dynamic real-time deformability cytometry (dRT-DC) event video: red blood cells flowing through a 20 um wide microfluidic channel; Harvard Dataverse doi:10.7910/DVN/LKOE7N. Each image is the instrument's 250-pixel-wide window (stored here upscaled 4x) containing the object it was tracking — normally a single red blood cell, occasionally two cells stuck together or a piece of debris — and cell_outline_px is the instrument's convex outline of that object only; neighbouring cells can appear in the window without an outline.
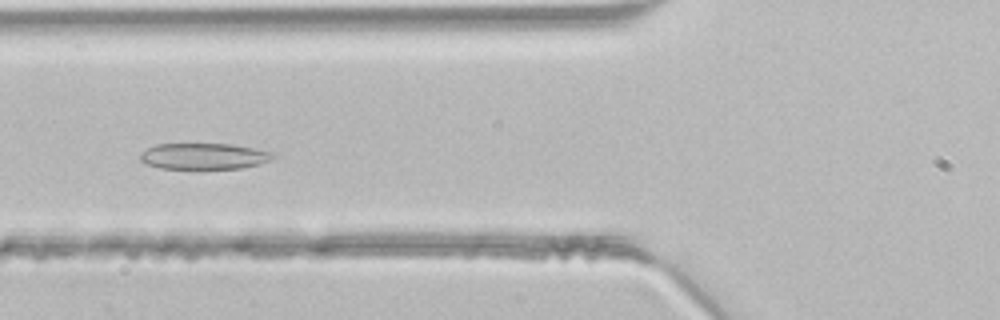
{"species": "common noctule bat (a hibernating species)", "species_latin": "Nyctalus noctula", "temperature_condition": "room temperature", "stored_images_in_passage": 38, "segment_of_instrument_passage": [1, 2], "camera_frame_rate_fps": 3000, "um_per_image_px": 0.085, "animal": {"sex": "male", "body_mass_g": 21.5, "forearm_length_mm": 52.0}, "frame": {"image": 1, "passage_image": 9, "time_ms": 2.667, "image_size_px": [1000, 320], "cell_outline_px": [[272, 156], [268, 160], [260, 164], [240, 168], [160, 168], [144, 164], [140, 160], [140, 152], [156, 144], [232, 144], [252, 148], [268, 152]], "centroid_in_image_um": [17.22, 13.27], "position_along_channel_um": 108.6, "area_um2": 19.83}}
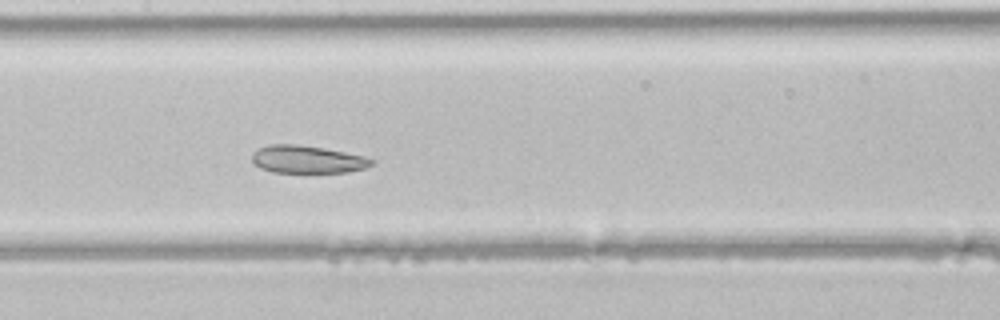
{"frame": {"image": 2, "passage_image": 14, "time_ms": 4.333, "image_size_px": [1000, 320], "cell_outline_px": [[376, 160], [372, 164], [364, 168], [348, 172], [272, 172], [260, 168], [252, 160], [252, 152], [256, 148], [268, 144], [296, 144], [324, 148], [364, 156]], "centroid_in_image_um": [26.09, 13.54], "position_along_channel_um": 181.3, "area_um2": 19.31}}
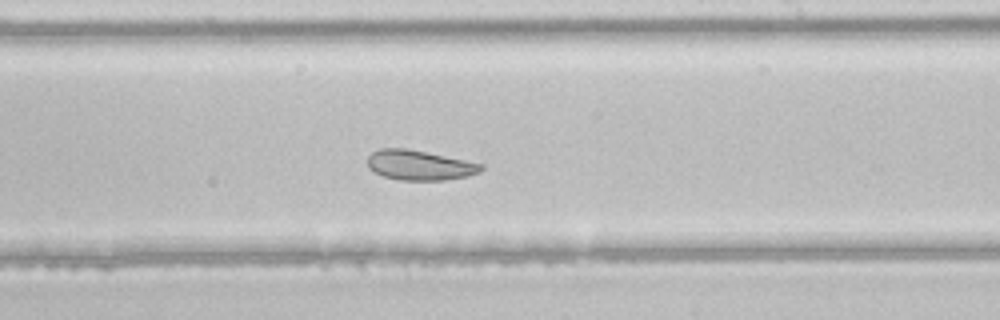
{"frame": {"image": 3, "passage_image": 19, "time_ms": 6.0, "image_size_px": [1000, 320], "cell_outline_px": [[484, 168], [480, 172], [468, 176], [444, 180], [400, 180], [384, 176], [368, 168], [368, 156], [372, 152], [380, 148], [404, 148], [484, 164]], "centroid_in_image_um": [35.66, 14.04], "position_along_channel_um": 253.3, "area_um2": 19.59}}